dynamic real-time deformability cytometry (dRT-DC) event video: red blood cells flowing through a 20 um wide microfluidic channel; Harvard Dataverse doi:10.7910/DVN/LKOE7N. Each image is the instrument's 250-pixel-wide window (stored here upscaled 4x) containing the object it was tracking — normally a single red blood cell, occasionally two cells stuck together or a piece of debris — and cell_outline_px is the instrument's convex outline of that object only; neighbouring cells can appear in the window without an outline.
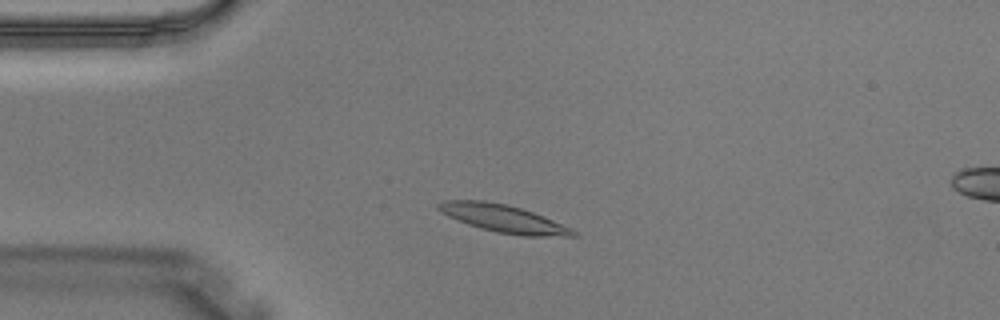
{"species": "Egyptian fruit bat (a non-hibernating species)", "species_latin": "Rousettus aegyptiacus", "temperature_condition": "warm", "stored_images_in_passage": 3, "camera_frame_rate_fps": 3000, "um_per_image_px": 0.085, "animal": {"sex": "male"}, "frame": {"image": 1, "passage_image": 2, "time_ms": 0.333, "image_size_px": [1000, 320], "cell_outline_px": [[580, 236], [524, 236], [496, 232], [480, 228], [468, 224], [448, 216], [440, 212], [436, 208], [436, 204], [444, 200], [484, 200], [504, 204], [520, 208], [532, 212], [572, 228]], "centroid_in_image_um": [42.76, 18.57], "position_along_channel_um": 42.2, "area_um2": 21.56}}